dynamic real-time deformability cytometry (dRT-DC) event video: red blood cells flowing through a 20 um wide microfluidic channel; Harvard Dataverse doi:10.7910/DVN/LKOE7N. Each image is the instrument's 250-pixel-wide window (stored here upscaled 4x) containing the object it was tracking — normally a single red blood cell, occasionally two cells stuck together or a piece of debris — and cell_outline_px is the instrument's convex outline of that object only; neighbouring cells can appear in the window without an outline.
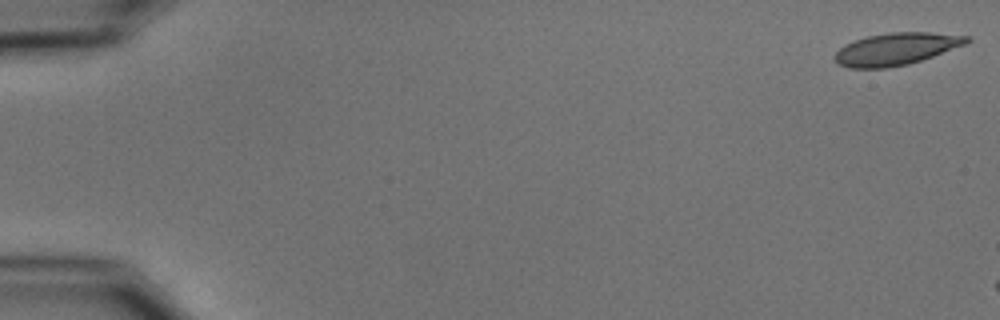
{"species": "common noctule bat (a hibernating species)", "species_latin": "Nyctalus noctula", "temperature_condition": "cold", "stored_images_in_passage": 8, "camera_frame_rate_fps": 3000, "um_per_image_px": 0.085, "animal": {"sex": "male", "body_mass_g": 15.6}, "frame": {"image": 1, "passage_image": 1, "time_ms": 0.0, "image_size_px": [1000, 320], "cell_outline_px": [[972, 40], [964, 44], [932, 56], [908, 64], [884, 68], [848, 68], [840, 64], [832, 56], [844, 44], [868, 36], [888, 32], [928, 32], [968, 36]], "centroid_in_image_um": [76.13, 4.16], "position_along_channel_um": 8.9, "area_um2": 24.45}}